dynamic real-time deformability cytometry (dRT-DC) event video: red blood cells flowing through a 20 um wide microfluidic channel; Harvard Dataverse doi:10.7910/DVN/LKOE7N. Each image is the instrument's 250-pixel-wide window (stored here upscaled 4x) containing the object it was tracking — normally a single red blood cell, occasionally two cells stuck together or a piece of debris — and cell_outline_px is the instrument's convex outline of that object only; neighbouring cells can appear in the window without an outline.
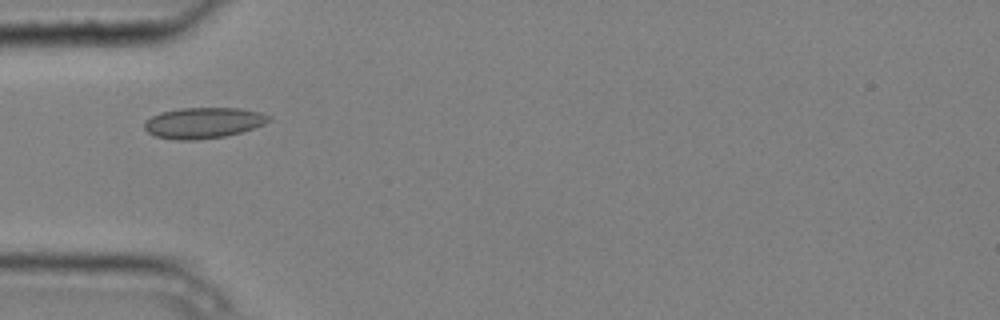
{"species": "common noctule bat (a hibernating species)", "species_latin": "Nyctalus noctula", "temperature_condition": "cold", "stored_images_in_passage": 12, "camera_frame_rate_fps": 3000, "um_per_image_px": 0.085, "animal": {"sex": "male", "body_mass_g": 20.4}, "frame": {"image": 1, "passage_image": 4, "time_ms": 1.0, "image_size_px": [1000, 320], "cell_outline_px": [[272, 120], [264, 124], [240, 132], [224, 136], [196, 140], [176, 140], [156, 136], [148, 132], [144, 128], [144, 124], [152, 116], [160, 112], [180, 108], [240, 108], [260, 112], [272, 116]], "centroid_in_image_um": [17.31, 10.43], "position_along_channel_um": 67.7, "area_um2": 22.31}}
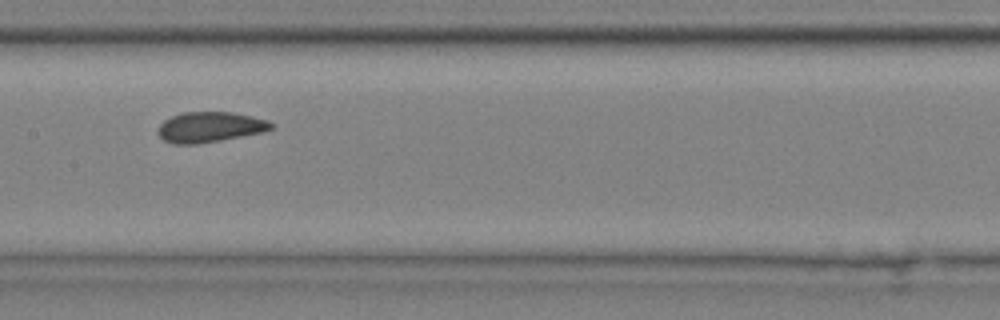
{"frame": {"image": 2, "passage_image": 7, "time_ms": 2.0, "image_size_px": [1000, 320], "cell_outline_px": [[276, 128], [264, 132], [220, 140], [196, 144], [172, 144], [164, 140], [156, 132], [160, 124], [164, 120], [172, 116], [184, 112], [232, 112], [252, 116], [268, 120], [276, 124]], "centroid_in_image_um": [17.88, 10.8], "position_along_channel_um": 189.5, "area_um2": 20.23}}
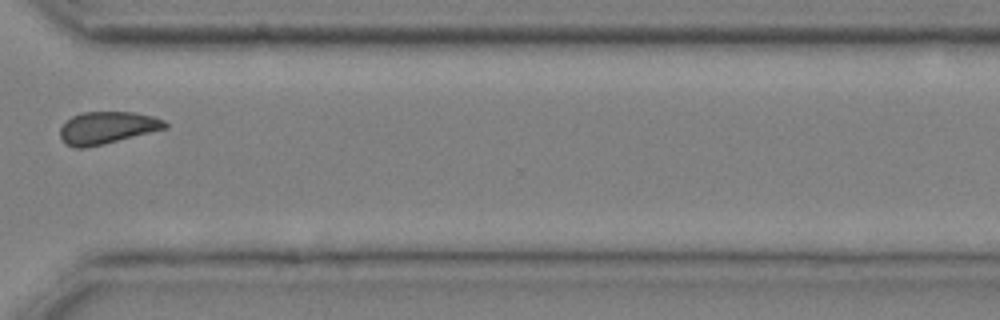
{"frame": {"image": 3, "passage_image": 11, "time_ms": 3.333, "image_size_px": [1000, 320], "cell_outline_px": [[168, 128], [88, 148], [76, 148], [64, 144], [60, 136], [60, 128], [72, 116], [84, 112], [132, 112], [152, 116], [164, 120], [168, 124]], "centroid_in_image_um": [9.11, 10.87], "position_along_channel_um": 361.5, "area_um2": 19.77}}